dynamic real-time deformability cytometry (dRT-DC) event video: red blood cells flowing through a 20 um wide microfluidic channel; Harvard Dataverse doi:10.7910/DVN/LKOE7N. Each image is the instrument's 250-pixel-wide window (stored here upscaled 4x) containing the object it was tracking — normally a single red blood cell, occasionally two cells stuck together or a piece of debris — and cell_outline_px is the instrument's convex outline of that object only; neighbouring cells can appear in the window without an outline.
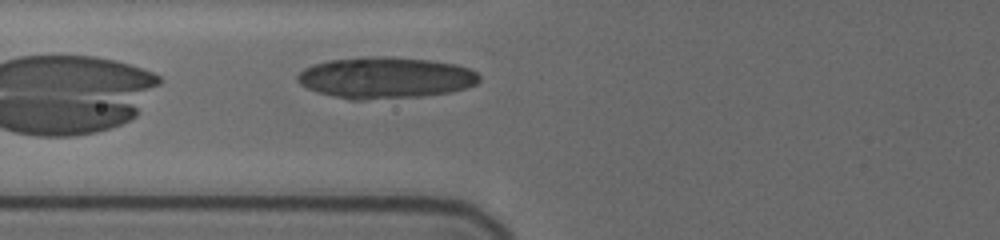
{"species": "human", "species_latin": "Homo sapiens", "temperature_condition": "cold", "stored_images_in_passage": 39, "camera_frame_rate_fps": 3000, "um_per_image_px": 0.085, "donor": {"sex": "female"}, "frame": {"image": 1, "passage_image": 13, "time_ms": 7.333, "image_size_px": [1000, 240], "cell_outline_px": [[480, 80], [476, 84], [464, 88], [448, 92], [420, 96], [364, 100], [352, 100], [320, 92], [308, 88], [300, 84], [296, 80], [296, 76], [304, 68], [312, 64], [328, 60], [372, 56], [388, 56], [432, 60], [456, 64], [468, 68], [476, 72], [480, 76]], "centroid_in_image_um": [32.76, 6.59], "position_along_channel_um": 93.0, "area_um2": 43.75}}
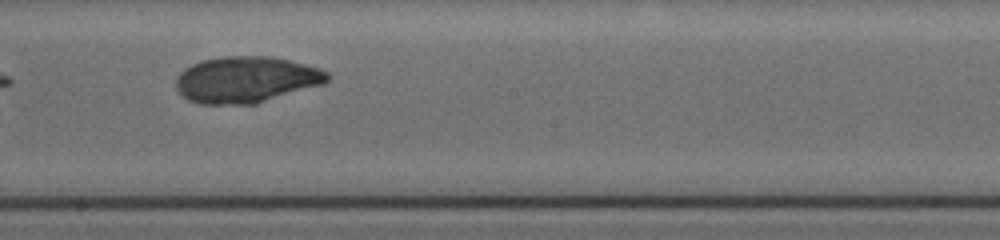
{"frame": {"image": 2, "passage_image": 26, "time_ms": 11.0, "image_size_px": [1000, 240], "cell_outline_px": [[332, 76], [324, 84], [256, 104], [200, 104], [188, 100], [176, 88], [176, 76], [184, 68], [200, 60], [224, 56], [272, 56], [320, 68], [328, 72]], "centroid_in_image_um": [20.93, 6.76], "position_along_channel_um": 227.3, "area_um2": 41.15}}
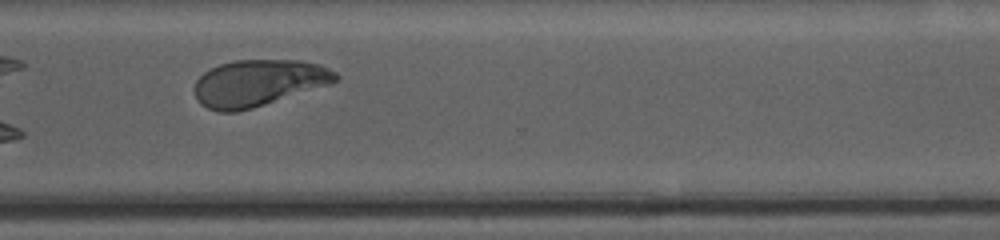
{"frame": {"image": 3, "passage_image": 38, "time_ms": 14.333, "image_size_px": [1000, 240], "cell_outline_px": [[340, 76], [332, 84], [252, 108], [236, 112], [220, 112], [208, 108], [200, 104], [196, 100], [196, 80], [204, 72], [220, 64], [236, 60], [300, 60], [320, 64], [336, 72]], "centroid_in_image_um": [21.99, 7.05], "position_along_channel_um": 348.6, "area_um2": 38.26}}